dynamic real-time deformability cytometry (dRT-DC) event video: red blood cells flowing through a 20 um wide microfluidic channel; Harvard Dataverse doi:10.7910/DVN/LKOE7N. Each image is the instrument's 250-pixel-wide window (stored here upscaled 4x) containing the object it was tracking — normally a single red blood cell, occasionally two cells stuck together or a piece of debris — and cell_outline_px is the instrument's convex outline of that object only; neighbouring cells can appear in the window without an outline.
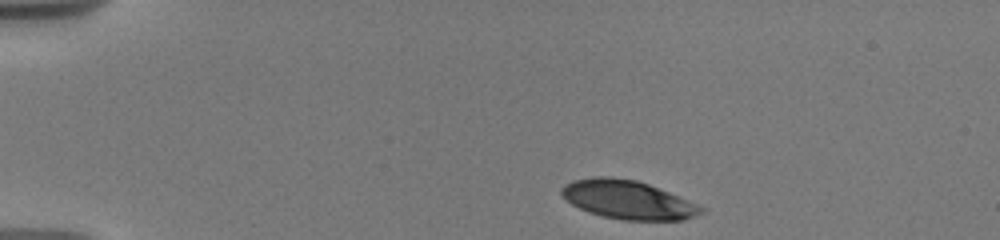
{"species": "human", "species_latin": "Homo sapiens", "temperature_condition": "warm", "stored_images_in_passage": 5, "camera_frame_rate_fps": 3000, "um_per_image_px": 0.085, "donor": {"sex": "male"}, "frame": {"image": 1, "passage_image": 1, "time_ms": 0.0, "image_size_px": [1000, 240], "cell_outline_px": [[704, 212], [696, 216], [684, 220], [620, 220], [588, 212], [572, 204], [560, 192], [560, 188], [564, 184], [572, 180], [592, 176], [612, 176], [636, 180], [648, 184], [688, 200], [704, 208]], "centroid_in_image_um": [53.34, 16.97], "position_along_channel_um": 31.7, "area_um2": 31.39}}
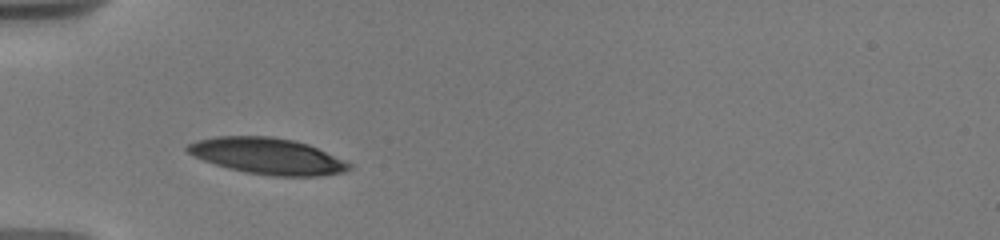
{"frame": {"image": 2, "passage_image": 4, "time_ms": 2.667, "image_size_px": [1000, 240], "cell_outline_px": [[352, 168], [344, 172], [320, 176], [272, 176], [244, 172], [228, 168], [204, 160], [188, 152], [184, 148], [188, 144], [200, 140], [216, 136], [268, 136], [292, 140], [308, 144], [352, 164]], "centroid_in_image_um": [22.75, 13.27], "position_along_channel_um": 62.2, "area_um2": 33.81}}
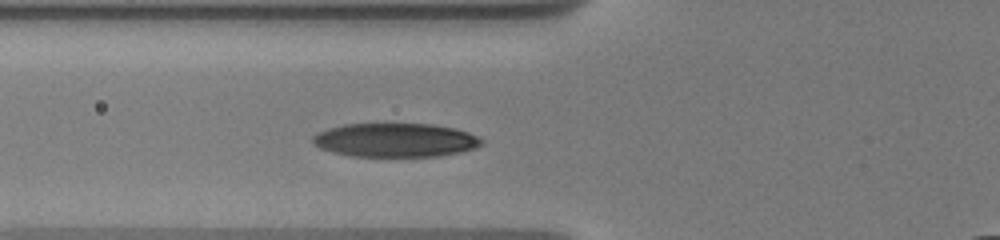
{"frame": {"image": 3, "passage_image": 5, "time_ms": 3.667, "image_size_px": [1000, 240], "cell_outline_px": [[484, 140], [480, 144], [472, 148], [460, 152], [436, 156], [352, 156], [332, 152], [320, 148], [312, 144], [312, 136], [328, 128], [344, 124], [432, 124], [456, 128], [480, 136]], "centroid_in_image_um": [33.59, 11.9], "position_along_channel_um": 92.2, "area_um2": 33.23}}